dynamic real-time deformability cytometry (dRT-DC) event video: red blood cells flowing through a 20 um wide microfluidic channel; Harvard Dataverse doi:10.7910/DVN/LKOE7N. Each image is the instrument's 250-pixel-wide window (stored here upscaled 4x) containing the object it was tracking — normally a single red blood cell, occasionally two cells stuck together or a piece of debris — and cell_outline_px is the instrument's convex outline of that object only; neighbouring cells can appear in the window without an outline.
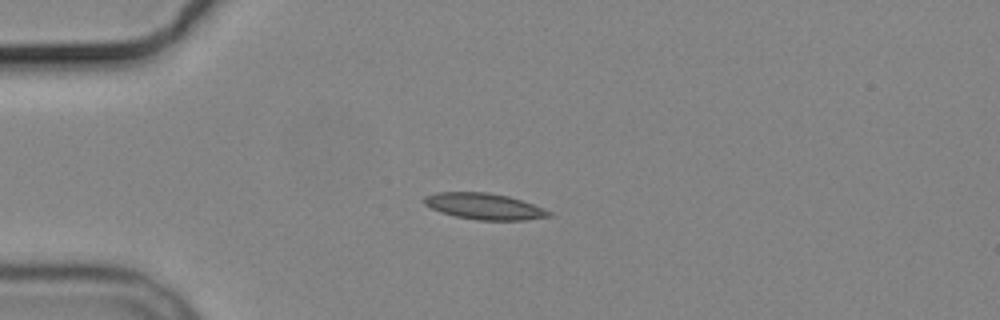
{"species": "common noctule bat (a hibernating species)", "species_latin": "Nyctalus noctula", "temperature_condition": "cold", "stored_images_in_passage": 3, "camera_frame_rate_fps": 3000, "um_per_image_px": 0.085, "animal": {"sex": "male", "body_mass_g": 19.2, "forearm_length_mm": 51.8}, "frame": {"image": 1, "passage_image": 3, "time_ms": 2.667, "image_size_px": [1000, 320], "cell_outline_px": [[552, 216], [524, 220], [476, 220], [456, 216], [440, 212], [424, 204], [424, 196], [436, 192], [488, 192], [508, 196], [544, 208], [552, 212]], "centroid_in_image_um": [41.16, 17.54], "position_along_channel_um": 43.8, "area_um2": 19.02}}